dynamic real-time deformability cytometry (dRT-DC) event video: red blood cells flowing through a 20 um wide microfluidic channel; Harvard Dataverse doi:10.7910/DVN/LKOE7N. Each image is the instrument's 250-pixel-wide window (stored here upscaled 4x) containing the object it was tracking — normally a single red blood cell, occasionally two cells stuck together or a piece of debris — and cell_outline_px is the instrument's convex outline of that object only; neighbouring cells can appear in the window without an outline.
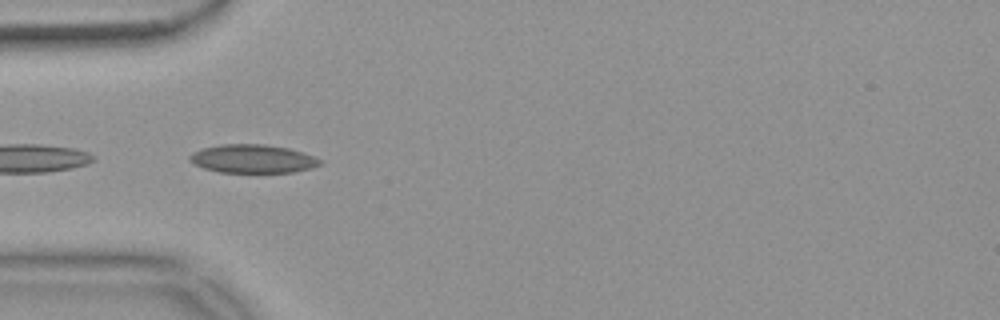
{"species": "common noctule bat (a hibernating species)", "species_latin": "Nyctalus noctula", "temperature_condition": "warm", "stored_images_in_passage": 6, "camera_frame_rate_fps": 3000, "um_per_image_px": 0.085, "animal": {"sex": "female", "body_mass_g": 18.4}, "frame": {"image": 1, "passage_image": 1, "time_ms": 0.0, "image_size_px": [1000, 320], "cell_outline_px": [[324, 164], [312, 168], [292, 172], [220, 172], [204, 168], [188, 160], [188, 156], [192, 152], [200, 148], [220, 144], [264, 144], [288, 148], [304, 152], [320, 160]], "centroid_in_image_um": [21.47, 13.49], "position_along_channel_um": 63.5, "area_um2": 21.68}}